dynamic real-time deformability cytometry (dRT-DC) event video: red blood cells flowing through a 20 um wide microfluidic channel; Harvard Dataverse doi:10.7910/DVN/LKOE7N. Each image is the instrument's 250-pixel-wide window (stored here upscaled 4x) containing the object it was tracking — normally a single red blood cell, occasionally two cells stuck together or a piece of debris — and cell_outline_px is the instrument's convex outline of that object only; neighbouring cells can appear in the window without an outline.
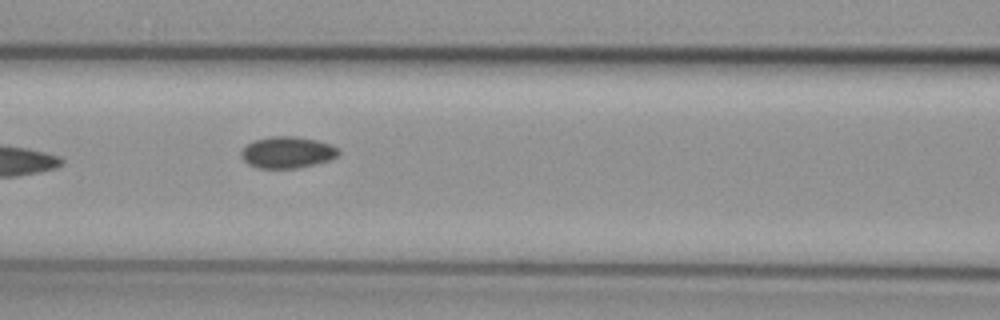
{"species": "common noctule bat (a hibernating species)", "species_latin": "Nyctalus noctula", "temperature_condition": "cold", "stored_images_in_passage": 7, "camera_frame_rate_fps": 3000, "um_per_image_px": 0.085, "animal": {"sex": "female", "body_mass_g": 29.2, "forearm_length_mm": 56.3}, "frame": {"image": 1, "passage_image": 7, "time_ms": 8.0, "image_size_px": [1000, 320], "cell_outline_px": [[340, 152], [336, 156], [328, 160], [316, 164], [300, 168], [256, 168], [248, 164], [244, 160], [240, 152], [248, 144], [256, 140], [268, 136], [296, 136], [316, 140], [340, 148]], "centroid_in_image_um": [24.43, 12.95], "position_along_channel_um": 142.2, "area_um2": 17.86}}